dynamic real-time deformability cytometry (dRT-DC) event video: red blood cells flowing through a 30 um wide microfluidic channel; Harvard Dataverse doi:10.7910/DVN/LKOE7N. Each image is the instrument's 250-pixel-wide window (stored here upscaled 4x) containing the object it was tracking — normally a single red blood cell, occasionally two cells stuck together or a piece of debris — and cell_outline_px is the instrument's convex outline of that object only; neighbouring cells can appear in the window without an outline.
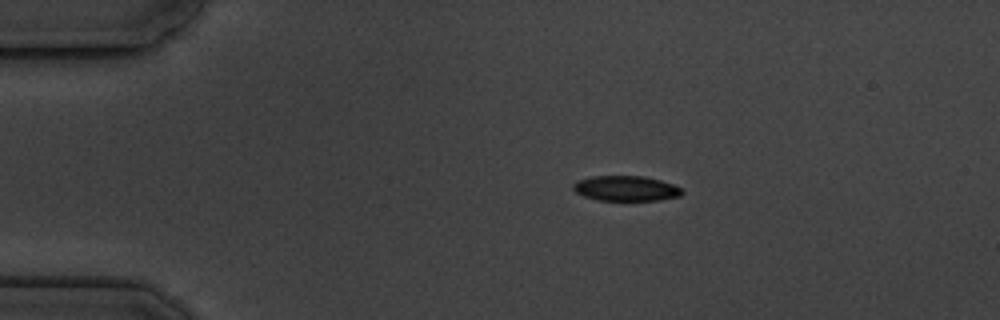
{"species": "common noctule bat (a hibernating species)", "species_latin": "Nyctalus noctula", "temperature_condition": "cold", "stored_images_in_passage": 6, "camera_frame_rate_fps": 3000, "um_per_image_px": 0.085, "animal": {"sex": "male", "body_mass_g": 19.5, "forearm_length_mm": 54.6}, "frame": {"image": 1, "passage_image": 3, "time_ms": 2.667, "image_size_px": [1000, 320], "cell_outline_px": [[684, 192], [680, 196], [660, 200], [596, 200], [584, 196], [576, 192], [572, 188], [572, 184], [576, 180], [592, 176], [644, 176], [660, 180], [672, 184], [680, 188]], "centroid_in_image_um": [53.17, 16.01], "position_along_channel_um": 31.8, "area_um2": 16.01}}
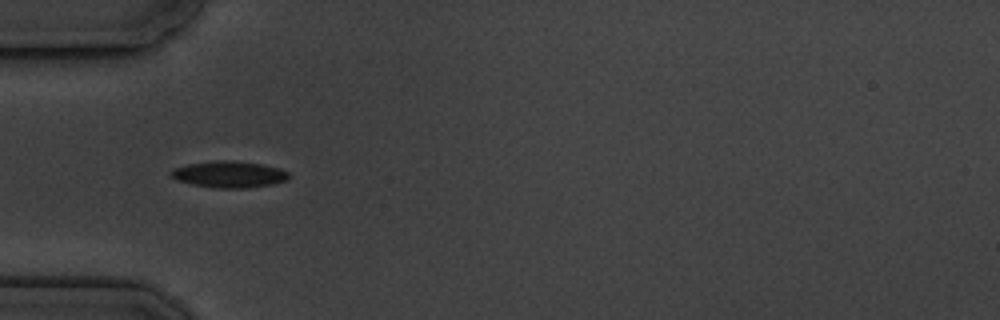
{"frame": {"image": 2, "passage_image": 5, "time_ms": 5.0, "image_size_px": [1000, 320], "cell_outline_px": [[288, 180], [272, 184], [248, 188], [212, 188], [192, 184], [176, 180], [168, 172], [172, 168], [188, 164], [216, 160], [232, 160], [260, 164], [280, 168], [288, 172]], "centroid_in_image_um": [19.44, 14.82], "position_along_channel_um": 65.6, "area_um2": 18.32}}